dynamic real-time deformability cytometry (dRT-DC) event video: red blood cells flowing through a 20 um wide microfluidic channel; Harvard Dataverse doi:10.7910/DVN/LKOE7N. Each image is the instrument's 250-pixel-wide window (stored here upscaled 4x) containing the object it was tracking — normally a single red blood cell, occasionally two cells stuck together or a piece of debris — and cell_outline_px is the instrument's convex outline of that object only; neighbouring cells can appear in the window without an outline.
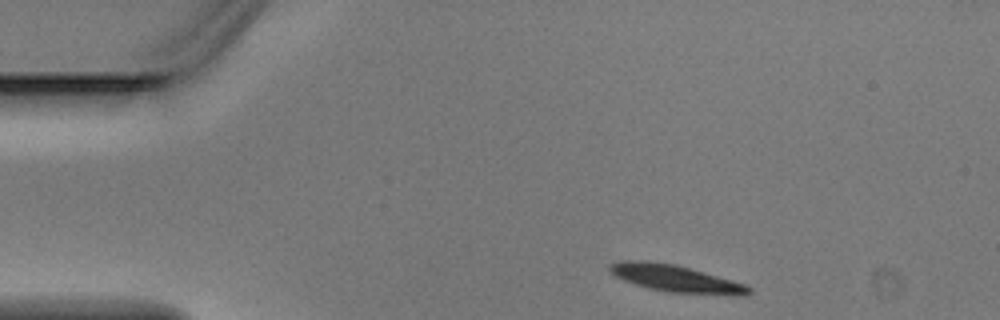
{"species": "Egyptian fruit bat (a non-hibernating species)", "species_latin": "Rousettus aegyptiacus", "temperature_condition": "warm", "stored_images_in_passage": 3, "camera_frame_rate_fps": 3000, "um_per_image_px": 0.085, "animal": {"sex": "male"}, "frame": {"image": 1, "passage_image": 1, "time_ms": 0.0, "image_size_px": [1000, 320], "cell_outline_px": [[752, 292], [744, 296], [728, 296], [668, 292], [648, 288], [624, 280], [616, 276], [608, 268], [608, 264], [620, 260], [648, 260], [672, 264], [688, 268], [732, 280], [744, 284], [752, 288]], "centroid_in_image_um": [57.46, 23.69], "position_along_channel_um": 27.5, "area_um2": 22.02}}
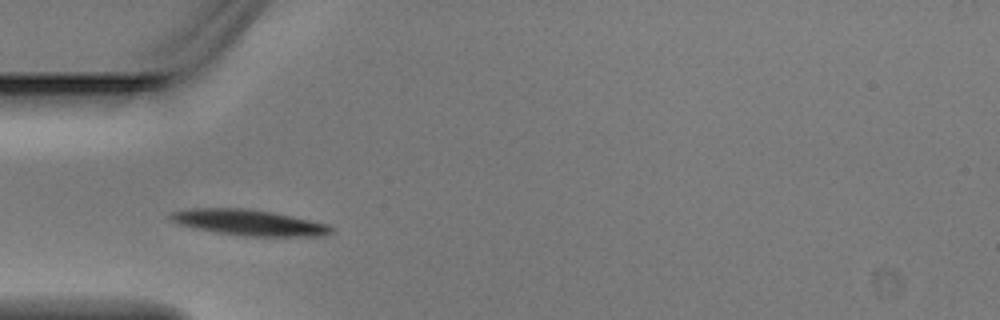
{"frame": {"image": 2, "passage_image": 3, "time_ms": 0.667, "image_size_px": [1000, 320], "cell_outline_px": [[332, 232], [324, 236], [244, 236], [212, 232], [180, 224], [172, 220], [168, 216], [172, 212], [192, 208], [244, 208], [272, 212], [292, 216], [328, 224], [332, 228]], "centroid_in_image_um": [21.16, 18.92], "position_along_channel_um": 63.8, "area_um2": 24.04}}